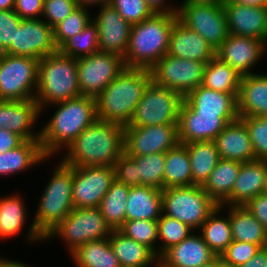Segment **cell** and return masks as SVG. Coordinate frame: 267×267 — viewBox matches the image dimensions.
<instances>
[{
	"label": "cell",
	"mask_w": 267,
	"mask_h": 267,
	"mask_svg": "<svg viewBox=\"0 0 267 267\" xmlns=\"http://www.w3.org/2000/svg\"><path fill=\"white\" fill-rule=\"evenodd\" d=\"M195 114L217 115V117H239L237 97L234 94L217 92L200 85L183 101Z\"/></svg>",
	"instance_id": "obj_25"
},
{
	"label": "cell",
	"mask_w": 267,
	"mask_h": 267,
	"mask_svg": "<svg viewBox=\"0 0 267 267\" xmlns=\"http://www.w3.org/2000/svg\"><path fill=\"white\" fill-rule=\"evenodd\" d=\"M240 79V74L215 56L206 64L202 86L217 92L234 94L238 98Z\"/></svg>",
	"instance_id": "obj_38"
},
{
	"label": "cell",
	"mask_w": 267,
	"mask_h": 267,
	"mask_svg": "<svg viewBox=\"0 0 267 267\" xmlns=\"http://www.w3.org/2000/svg\"><path fill=\"white\" fill-rule=\"evenodd\" d=\"M44 0H15L14 11L22 19L41 18Z\"/></svg>",
	"instance_id": "obj_51"
},
{
	"label": "cell",
	"mask_w": 267,
	"mask_h": 267,
	"mask_svg": "<svg viewBox=\"0 0 267 267\" xmlns=\"http://www.w3.org/2000/svg\"><path fill=\"white\" fill-rule=\"evenodd\" d=\"M146 2L155 13L172 14L178 12L179 3L174 5L170 0H146Z\"/></svg>",
	"instance_id": "obj_54"
},
{
	"label": "cell",
	"mask_w": 267,
	"mask_h": 267,
	"mask_svg": "<svg viewBox=\"0 0 267 267\" xmlns=\"http://www.w3.org/2000/svg\"><path fill=\"white\" fill-rule=\"evenodd\" d=\"M70 257L76 267H121L108 238L86 242Z\"/></svg>",
	"instance_id": "obj_37"
},
{
	"label": "cell",
	"mask_w": 267,
	"mask_h": 267,
	"mask_svg": "<svg viewBox=\"0 0 267 267\" xmlns=\"http://www.w3.org/2000/svg\"><path fill=\"white\" fill-rule=\"evenodd\" d=\"M223 7L230 34L253 37L267 45V6H248L226 0Z\"/></svg>",
	"instance_id": "obj_21"
},
{
	"label": "cell",
	"mask_w": 267,
	"mask_h": 267,
	"mask_svg": "<svg viewBox=\"0 0 267 267\" xmlns=\"http://www.w3.org/2000/svg\"><path fill=\"white\" fill-rule=\"evenodd\" d=\"M77 8L75 0H44L41 18L54 28Z\"/></svg>",
	"instance_id": "obj_48"
},
{
	"label": "cell",
	"mask_w": 267,
	"mask_h": 267,
	"mask_svg": "<svg viewBox=\"0 0 267 267\" xmlns=\"http://www.w3.org/2000/svg\"><path fill=\"white\" fill-rule=\"evenodd\" d=\"M216 257L201 235L194 231L179 244L168 248L159 257V263L161 267H202Z\"/></svg>",
	"instance_id": "obj_22"
},
{
	"label": "cell",
	"mask_w": 267,
	"mask_h": 267,
	"mask_svg": "<svg viewBox=\"0 0 267 267\" xmlns=\"http://www.w3.org/2000/svg\"><path fill=\"white\" fill-rule=\"evenodd\" d=\"M177 13H155L141 23L133 24L124 56L126 68L150 70L169 47L170 33Z\"/></svg>",
	"instance_id": "obj_5"
},
{
	"label": "cell",
	"mask_w": 267,
	"mask_h": 267,
	"mask_svg": "<svg viewBox=\"0 0 267 267\" xmlns=\"http://www.w3.org/2000/svg\"><path fill=\"white\" fill-rule=\"evenodd\" d=\"M227 1L248 6H256V7L267 6V0H227Z\"/></svg>",
	"instance_id": "obj_58"
},
{
	"label": "cell",
	"mask_w": 267,
	"mask_h": 267,
	"mask_svg": "<svg viewBox=\"0 0 267 267\" xmlns=\"http://www.w3.org/2000/svg\"><path fill=\"white\" fill-rule=\"evenodd\" d=\"M24 140L17 134L0 128V154L17 148Z\"/></svg>",
	"instance_id": "obj_53"
},
{
	"label": "cell",
	"mask_w": 267,
	"mask_h": 267,
	"mask_svg": "<svg viewBox=\"0 0 267 267\" xmlns=\"http://www.w3.org/2000/svg\"><path fill=\"white\" fill-rule=\"evenodd\" d=\"M218 205L202 186H174L162 190V213L197 231Z\"/></svg>",
	"instance_id": "obj_8"
},
{
	"label": "cell",
	"mask_w": 267,
	"mask_h": 267,
	"mask_svg": "<svg viewBox=\"0 0 267 267\" xmlns=\"http://www.w3.org/2000/svg\"><path fill=\"white\" fill-rule=\"evenodd\" d=\"M23 196L15 192L0 197V239L3 242L20 236L28 224V207Z\"/></svg>",
	"instance_id": "obj_31"
},
{
	"label": "cell",
	"mask_w": 267,
	"mask_h": 267,
	"mask_svg": "<svg viewBox=\"0 0 267 267\" xmlns=\"http://www.w3.org/2000/svg\"><path fill=\"white\" fill-rule=\"evenodd\" d=\"M202 267H229V266L223 262L220 256H217L211 262L203 265Z\"/></svg>",
	"instance_id": "obj_60"
},
{
	"label": "cell",
	"mask_w": 267,
	"mask_h": 267,
	"mask_svg": "<svg viewBox=\"0 0 267 267\" xmlns=\"http://www.w3.org/2000/svg\"><path fill=\"white\" fill-rule=\"evenodd\" d=\"M114 180V167L73 166L72 203L74 208L99 207Z\"/></svg>",
	"instance_id": "obj_14"
},
{
	"label": "cell",
	"mask_w": 267,
	"mask_h": 267,
	"mask_svg": "<svg viewBox=\"0 0 267 267\" xmlns=\"http://www.w3.org/2000/svg\"><path fill=\"white\" fill-rule=\"evenodd\" d=\"M47 107L54 110L49 121H45L42 127L40 125L39 140L47 157L59 156L65 147L97 119L95 98L89 96L80 95Z\"/></svg>",
	"instance_id": "obj_2"
},
{
	"label": "cell",
	"mask_w": 267,
	"mask_h": 267,
	"mask_svg": "<svg viewBox=\"0 0 267 267\" xmlns=\"http://www.w3.org/2000/svg\"><path fill=\"white\" fill-rule=\"evenodd\" d=\"M61 54L79 59L99 51L97 27L92 21L82 32L67 39L59 48Z\"/></svg>",
	"instance_id": "obj_41"
},
{
	"label": "cell",
	"mask_w": 267,
	"mask_h": 267,
	"mask_svg": "<svg viewBox=\"0 0 267 267\" xmlns=\"http://www.w3.org/2000/svg\"><path fill=\"white\" fill-rule=\"evenodd\" d=\"M178 19L204 38L215 50L229 36L223 4H190L178 6Z\"/></svg>",
	"instance_id": "obj_12"
},
{
	"label": "cell",
	"mask_w": 267,
	"mask_h": 267,
	"mask_svg": "<svg viewBox=\"0 0 267 267\" xmlns=\"http://www.w3.org/2000/svg\"><path fill=\"white\" fill-rule=\"evenodd\" d=\"M167 54L207 64L216 56V50L177 18L170 33Z\"/></svg>",
	"instance_id": "obj_23"
},
{
	"label": "cell",
	"mask_w": 267,
	"mask_h": 267,
	"mask_svg": "<svg viewBox=\"0 0 267 267\" xmlns=\"http://www.w3.org/2000/svg\"><path fill=\"white\" fill-rule=\"evenodd\" d=\"M226 0H181L179 3L190 4H223Z\"/></svg>",
	"instance_id": "obj_59"
},
{
	"label": "cell",
	"mask_w": 267,
	"mask_h": 267,
	"mask_svg": "<svg viewBox=\"0 0 267 267\" xmlns=\"http://www.w3.org/2000/svg\"><path fill=\"white\" fill-rule=\"evenodd\" d=\"M193 185L187 147L179 143L165 153L163 189Z\"/></svg>",
	"instance_id": "obj_36"
},
{
	"label": "cell",
	"mask_w": 267,
	"mask_h": 267,
	"mask_svg": "<svg viewBox=\"0 0 267 267\" xmlns=\"http://www.w3.org/2000/svg\"><path fill=\"white\" fill-rule=\"evenodd\" d=\"M110 4L131 25L141 23L155 14L146 0H111Z\"/></svg>",
	"instance_id": "obj_46"
},
{
	"label": "cell",
	"mask_w": 267,
	"mask_h": 267,
	"mask_svg": "<svg viewBox=\"0 0 267 267\" xmlns=\"http://www.w3.org/2000/svg\"><path fill=\"white\" fill-rule=\"evenodd\" d=\"M146 267H161L160 263L158 262L156 265L154 266H146Z\"/></svg>",
	"instance_id": "obj_63"
},
{
	"label": "cell",
	"mask_w": 267,
	"mask_h": 267,
	"mask_svg": "<svg viewBox=\"0 0 267 267\" xmlns=\"http://www.w3.org/2000/svg\"><path fill=\"white\" fill-rule=\"evenodd\" d=\"M239 267H267V247H263L260 251Z\"/></svg>",
	"instance_id": "obj_55"
},
{
	"label": "cell",
	"mask_w": 267,
	"mask_h": 267,
	"mask_svg": "<svg viewBox=\"0 0 267 267\" xmlns=\"http://www.w3.org/2000/svg\"><path fill=\"white\" fill-rule=\"evenodd\" d=\"M237 111L239 117L267 116V73L241 76Z\"/></svg>",
	"instance_id": "obj_27"
},
{
	"label": "cell",
	"mask_w": 267,
	"mask_h": 267,
	"mask_svg": "<svg viewBox=\"0 0 267 267\" xmlns=\"http://www.w3.org/2000/svg\"><path fill=\"white\" fill-rule=\"evenodd\" d=\"M92 16L97 27L99 51L124 58L132 25L111 4L100 5L97 13Z\"/></svg>",
	"instance_id": "obj_18"
},
{
	"label": "cell",
	"mask_w": 267,
	"mask_h": 267,
	"mask_svg": "<svg viewBox=\"0 0 267 267\" xmlns=\"http://www.w3.org/2000/svg\"><path fill=\"white\" fill-rule=\"evenodd\" d=\"M261 248L257 244L233 240L220 257L229 267H239L256 255Z\"/></svg>",
	"instance_id": "obj_47"
},
{
	"label": "cell",
	"mask_w": 267,
	"mask_h": 267,
	"mask_svg": "<svg viewBox=\"0 0 267 267\" xmlns=\"http://www.w3.org/2000/svg\"><path fill=\"white\" fill-rule=\"evenodd\" d=\"M108 241L121 267L154 266L159 256L148 246L126 237L119 230H112Z\"/></svg>",
	"instance_id": "obj_29"
},
{
	"label": "cell",
	"mask_w": 267,
	"mask_h": 267,
	"mask_svg": "<svg viewBox=\"0 0 267 267\" xmlns=\"http://www.w3.org/2000/svg\"><path fill=\"white\" fill-rule=\"evenodd\" d=\"M115 179L129 187L137 186V163L125 152L114 163Z\"/></svg>",
	"instance_id": "obj_50"
},
{
	"label": "cell",
	"mask_w": 267,
	"mask_h": 267,
	"mask_svg": "<svg viewBox=\"0 0 267 267\" xmlns=\"http://www.w3.org/2000/svg\"><path fill=\"white\" fill-rule=\"evenodd\" d=\"M151 81L150 70L125 68L95 97L97 119L127 126Z\"/></svg>",
	"instance_id": "obj_4"
},
{
	"label": "cell",
	"mask_w": 267,
	"mask_h": 267,
	"mask_svg": "<svg viewBox=\"0 0 267 267\" xmlns=\"http://www.w3.org/2000/svg\"><path fill=\"white\" fill-rule=\"evenodd\" d=\"M244 206L267 230V194L255 196Z\"/></svg>",
	"instance_id": "obj_52"
},
{
	"label": "cell",
	"mask_w": 267,
	"mask_h": 267,
	"mask_svg": "<svg viewBox=\"0 0 267 267\" xmlns=\"http://www.w3.org/2000/svg\"><path fill=\"white\" fill-rule=\"evenodd\" d=\"M22 18L13 10H0V53H3L13 42L16 29Z\"/></svg>",
	"instance_id": "obj_49"
},
{
	"label": "cell",
	"mask_w": 267,
	"mask_h": 267,
	"mask_svg": "<svg viewBox=\"0 0 267 267\" xmlns=\"http://www.w3.org/2000/svg\"><path fill=\"white\" fill-rule=\"evenodd\" d=\"M51 159L54 160L44 154L39 140L24 141L17 148L0 154V177L25 173Z\"/></svg>",
	"instance_id": "obj_28"
},
{
	"label": "cell",
	"mask_w": 267,
	"mask_h": 267,
	"mask_svg": "<svg viewBox=\"0 0 267 267\" xmlns=\"http://www.w3.org/2000/svg\"><path fill=\"white\" fill-rule=\"evenodd\" d=\"M240 167L239 161L221 158L202 186L218 206H223L230 199Z\"/></svg>",
	"instance_id": "obj_33"
},
{
	"label": "cell",
	"mask_w": 267,
	"mask_h": 267,
	"mask_svg": "<svg viewBox=\"0 0 267 267\" xmlns=\"http://www.w3.org/2000/svg\"><path fill=\"white\" fill-rule=\"evenodd\" d=\"M40 117L41 110L35 99L0 100V128L19 135L24 141L40 140V128L36 129Z\"/></svg>",
	"instance_id": "obj_19"
},
{
	"label": "cell",
	"mask_w": 267,
	"mask_h": 267,
	"mask_svg": "<svg viewBox=\"0 0 267 267\" xmlns=\"http://www.w3.org/2000/svg\"><path fill=\"white\" fill-rule=\"evenodd\" d=\"M184 97L174 90L151 81L137 104L131 121L133 127L154 125H178L179 113Z\"/></svg>",
	"instance_id": "obj_10"
},
{
	"label": "cell",
	"mask_w": 267,
	"mask_h": 267,
	"mask_svg": "<svg viewBox=\"0 0 267 267\" xmlns=\"http://www.w3.org/2000/svg\"><path fill=\"white\" fill-rule=\"evenodd\" d=\"M124 142V126L96 119L59 153V160L74 167H114L125 152Z\"/></svg>",
	"instance_id": "obj_1"
},
{
	"label": "cell",
	"mask_w": 267,
	"mask_h": 267,
	"mask_svg": "<svg viewBox=\"0 0 267 267\" xmlns=\"http://www.w3.org/2000/svg\"><path fill=\"white\" fill-rule=\"evenodd\" d=\"M38 59L0 53V100L35 99Z\"/></svg>",
	"instance_id": "obj_9"
},
{
	"label": "cell",
	"mask_w": 267,
	"mask_h": 267,
	"mask_svg": "<svg viewBox=\"0 0 267 267\" xmlns=\"http://www.w3.org/2000/svg\"><path fill=\"white\" fill-rule=\"evenodd\" d=\"M264 193L267 194V175L264 181Z\"/></svg>",
	"instance_id": "obj_62"
},
{
	"label": "cell",
	"mask_w": 267,
	"mask_h": 267,
	"mask_svg": "<svg viewBox=\"0 0 267 267\" xmlns=\"http://www.w3.org/2000/svg\"><path fill=\"white\" fill-rule=\"evenodd\" d=\"M158 230V256L160 257L168 248L179 244L189 237L195 230L188 224L175 218L161 214L157 220Z\"/></svg>",
	"instance_id": "obj_42"
},
{
	"label": "cell",
	"mask_w": 267,
	"mask_h": 267,
	"mask_svg": "<svg viewBox=\"0 0 267 267\" xmlns=\"http://www.w3.org/2000/svg\"><path fill=\"white\" fill-rule=\"evenodd\" d=\"M233 240L267 247V230L245 206H229Z\"/></svg>",
	"instance_id": "obj_34"
},
{
	"label": "cell",
	"mask_w": 267,
	"mask_h": 267,
	"mask_svg": "<svg viewBox=\"0 0 267 267\" xmlns=\"http://www.w3.org/2000/svg\"><path fill=\"white\" fill-rule=\"evenodd\" d=\"M125 68L124 58L114 53L98 51L77 59L81 95L95 98Z\"/></svg>",
	"instance_id": "obj_13"
},
{
	"label": "cell",
	"mask_w": 267,
	"mask_h": 267,
	"mask_svg": "<svg viewBox=\"0 0 267 267\" xmlns=\"http://www.w3.org/2000/svg\"><path fill=\"white\" fill-rule=\"evenodd\" d=\"M77 2L78 7H85V8H97L100 5L110 4L111 0H75Z\"/></svg>",
	"instance_id": "obj_57"
},
{
	"label": "cell",
	"mask_w": 267,
	"mask_h": 267,
	"mask_svg": "<svg viewBox=\"0 0 267 267\" xmlns=\"http://www.w3.org/2000/svg\"><path fill=\"white\" fill-rule=\"evenodd\" d=\"M124 149L128 156L166 153L178 145V125L124 126Z\"/></svg>",
	"instance_id": "obj_15"
},
{
	"label": "cell",
	"mask_w": 267,
	"mask_h": 267,
	"mask_svg": "<svg viewBox=\"0 0 267 267\" xmlns=\"http://www.w3.org/2000/svg\"><path fill=\"white\" fill-rule=\"evenodd\" d=\"M57 51L53 28L42 18H31L22 19L14 42L3 53L40 60Z\"/></svg>",
	"instance_id": "obj_16"
},
{
	"label": "cell",
	"mask_w": 267,
	"mask_h": 267,
	"mask_svg": "<svg viewBox=\"0 0 267 267\" xmlns=\"http://www.w3.org/2000/svg\"><path fill=\"white\" fill-rule=\"evenodd\" d=\"M248 131L255 159L267 160V116L239 117Z\"/></svg>",
	"instance_id": "obj_45"
},
{
	"label": "cell",
	"mask_w": 267,
	"mask_h": 267,
	"mask_svg": "<svg viewBox=\"0 0 267 267\" xmlns=\"http://www.w3.org/2000/svg\"><path fill=\"white\" fill-rule=\"evenodd\" d=\"M267 160L256 159L241 163L227 206H244L255 196L264 193Z\"/></svg>",
	"instance_id": "obj_24"
},
{
	"label": "cell",
	"mask_w": 267,
	"mask_h": 267,
	"mask_svg": "<svg viewBox=\"0 0 267 267\" xmlns=\"http://www.w3.org/2000/svg\"><path fill=\"white\" fill-rule=\"evenodd\" d=\"M129 157L137 163V186H152L163 190L165 153Z\"/></svg>",
	"instance_id": "obj_40"
},
{
	"label": "cell",
	"mask_w": 267,
	"mask_h": 267,
	"mask_svg": "<svg viewBox=\"0 0 267 267\" xmlns=\"http://www.w3.org/2000/svg\"><path fill=\"white\" fill-rule=\"evenodd\" d=\"M206 63L165 54L151 69L152 81L183 97L202 85Z\"/></svg>",
	"instance_id": "obj_11"
},
{
	"label": "cell",
	"mask_w": 267,
	"mask_h": 267,
	"mask_svg": "<svg viewBox=\"0 0 267 267\" xmlns=\"http://www.w3.org/2000/svg\"><path fill=\"white\" fill-rule=\"evenodd\" d=\"M85 7H78L71 14H69L62 22L53 28L54 42L59 48L67 39L75 36L92 22V9Z\"/></svg>",
	"instance_id": "obj_43"
},
{
	"label": "cell",
	"mask_w": 267,
	"mask_h": 267,
	"mask_svg": "<svg viewBox=\"0 0 267 267\" xmlns=\"http://www.w3.org/2000/svg\"><path fill=\"white\" fill-rule=\"evenodd\" d=\"M53 173V174H52ZM41 194L24 239L28 244L42 243L44 238L63 221L74 208L72 203L73 166L60 160Z\"/></svg>",
	"instance_id": "obj_3"
},
{
	"label": "cell",
	"mask_w": 267,
	"mask_h": 267,
	"mask_svg": "<svg viewBox=\"0 0 267 267\" xmlns=\"http://www.w3.org/2000/svg\"><path fill=\"white\" fill-rule=\"evenodd\" d=\"M77 59L59 51L39 60L35 100L43 112L47 106L80 96Z\"/></svg>",
	"instance_id": "obj_6"
},
{
	"label": "cell",
	"mask_w": 267,
	"mask_h": 267,
	"mask_svg": "<svg viewBox=\"0 0 267 267\" xmlns=\"http://www.w3.org/2000/svg\"><path fill=\"white\" fill-rule=\"evenodd\" d=\"M15 0H0V10L14 9Z\"/></svg>",
	"instance_id": "obj_61"
},
{
	"label": "cell",
	"mask_w": 267,
	"mask_h": 267,
	"mask_svg": "<svg viewBox=\"0 0 267 267\" xmlns=\"http://www.w3.org/2000/svg\"><path fill=\"white\" fill-rule=\"evenodd\" d=\"M112 229L106 223L99 207L73 208L44 238V243L59 238L70 255L86 242L109 238Z\"/></svg>",
	"instance_id": "obj_7"
},
{
	"label": "cell",
	"mask_w": 267,
	"mask_h": 267,
	"mask_svg": "<svg viewBox=\"0 0 267 267\" xmlns=\"http://www.w3.org/2000/svg\"><path fill=\"white\" fill-rule=\"evenodd\" d=\"M129 190V186L115 179L101 200L99 209L112 230H118L126 221V203Z\"/></svg>",
	"instance_id": "obj_39"
},
{
	"label": "cell",
	"mask_w": 267,
	"mask_h": 267,
	"mask_svg": "<svg viewBox=\"0 0 267 267\" xmlns=\"http://www.w3.org/2000/svg\"><path fill=\"white\" fill-rule=\"evenodd\" d=\"M162 214V190L152 186L130 187L126 220H158Z\"/></svg>",
	"instance_id": "obj_30"
},
{
	"label": "cell",
	"mask_w": 267,
	"mask_h": 267,
	"mask_svg": "<svg viewBox=\"0 0 267 267\" xmlns=\"http://www.w3.org/2000/svg\"><path fill=\"white\" fill-rule=\"evenodd\" d=\"M239 117H217V115L195 114L184 102L178 119V138L181 144L214 141L228 123Z\"/></svg>",
	"instance_id": "obj_20"
},
{
	"label": "cell",
	"mask_w": 267,
	"mask_h": 267,
	"mask_svg": "<svg viewBox=\"0 0 267 267\" xmlns=\"http://www.w3.org/2000/svg\"><path fill=\"white\" fill-rule=\"evenodd\" d=\"M197 232L201 235L209 248L217 256H221L228 245L233 241L229 220V206H218L203 222Z\"/></svg>",
	"instance_id": "obj_32"
},
{
	"label": "cell",
	"mask_w": 267,
	"mask_h": 267,
	"mask_svg": "<svg viewBox=\"0 0 267 267\" xmlns=\"http://www.w3.org/2000/svg\"><path fill=\"white\" fill-rule=\"evenodd\" d=\"M118 230L126 237L148 246L158 255L157 220H126Z\"/></svg>",
	"instance_id": "obj_44"
},
{
	"label": "cell",
	"mask_w": 267,
	"mask_h": 267,
	"mask_svg": "<svg viewBox=\"0 0 267 267\" xmlns=\"http://www.w3.org/2000/svg\"><path fill=\"white\" fill-rule=\"evenodd\" d=\"M187 147L193 185L203 186L220 161L214 141H200L184 144Z\"/></svg>",
	"instance_id": "obj_35"
},
{
	"label": "cell",
	"mask_w": 267,
	"mask_h": 267,
	"mask_svg": "<svg viewBox=\"0 0 267 267\" xmlns=\"http://www.w3.org/2000/svg\"><path fill=\"white\" fill-rule=\"evenodd\" d=\"M266 52L267 45L261 40L229 34L216 49V57L244 76L256 73L253 68L261 59L264 60Z\"/></svg>",
	"instance_id": "obj_17"
},
{
	"label": "cell",
	"mask_w": 267,
	"mask_h": 267,
	"mask_svg": "<svg viewBox=\"0 0 267 267\" xmlns=\"http://www.w3.org/2000/svg\"><path fill=\"white\" fill-rule=\"evenodd\" d=\"M0 267H31L27 265L24 261H19L18 259H9L3 256H0Z\"/></svg>",
	"instance_id": "obj_56"
},
{
	"label": "cell",
	"mask_w": 267,
	"mask_h": 267,
	"mask_svg": "<svg viewBox=\"0 0 267 267\" xmlns=\"http://www.w3.org/2000/svg\"><path fill=\"white\" fill-rule=\"evenodd\" d=\"M214 142L222 159L241 163L256 160L246 126L239 118L228 123Z\"/></svg>",
	"instance_id": "obj_26"
}]
</instances>
